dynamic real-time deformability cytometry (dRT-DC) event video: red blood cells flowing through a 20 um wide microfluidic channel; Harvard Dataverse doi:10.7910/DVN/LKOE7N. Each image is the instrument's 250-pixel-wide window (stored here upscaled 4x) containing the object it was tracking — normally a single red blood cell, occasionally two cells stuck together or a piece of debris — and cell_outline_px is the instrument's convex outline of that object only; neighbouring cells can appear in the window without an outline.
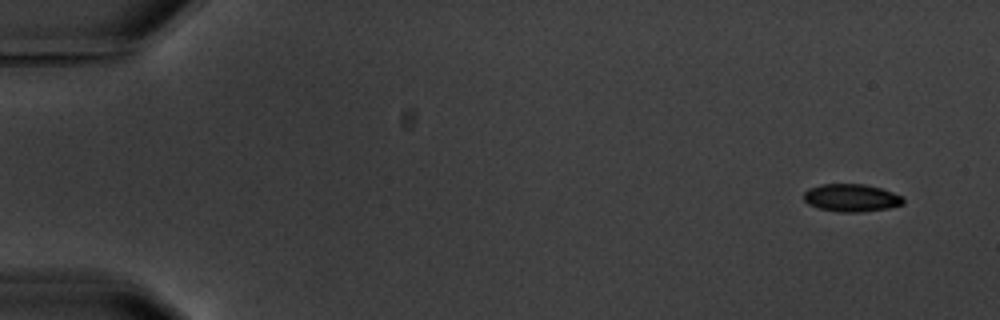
{"species": "common noctule bat (a hibernating species)", "species_latin": "Nyctalus noctula", "temperature_condition": "warm", "stored_images_in_passage": 5, "camera_frame_rate_fps": 3000, "um_per_image_px": 0.085, "animal": {"sex": "male", "body_mass_g": 20.1, "forearm_length_mm": 53.5}, "frame": {"image": 1, "passage_image": 1, "time_ms": 0.0, "image_size_px": [1000, 320], "cell_outline_px": [[904, 204], [888, 208], [860, 212], [840, 212], [820, 208], [808, 204], [804, 200], [804, 192], [808, 188], [820, 184], [864, 184], [880, 188], [904, 196]], "centroid_in_image_um": [72.37, 16.81], "position_along_channel_um": 12.6, "area_um2": 16.07}}